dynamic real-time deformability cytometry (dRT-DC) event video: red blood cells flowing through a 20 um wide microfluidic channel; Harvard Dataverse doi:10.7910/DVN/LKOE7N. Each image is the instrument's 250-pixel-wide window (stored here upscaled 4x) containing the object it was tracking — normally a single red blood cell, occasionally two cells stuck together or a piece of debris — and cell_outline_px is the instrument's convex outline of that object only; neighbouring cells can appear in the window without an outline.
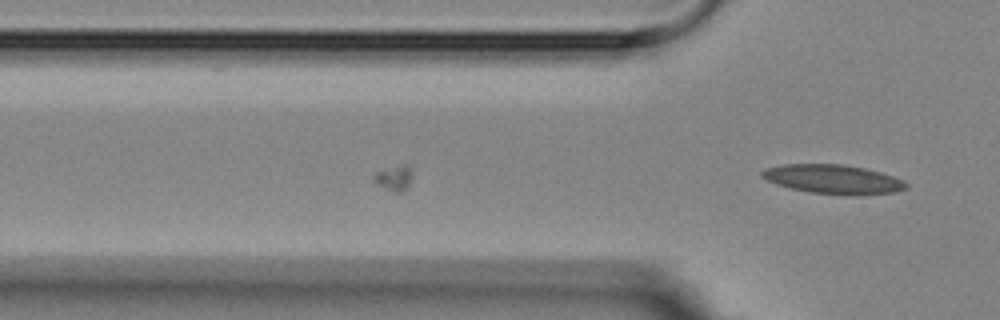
{"species": "Egyptian fruit bat (a non-hibernating species)", "species_latin": "Rousettus aegyptiacus", "temperature_condition": "room temperature", "stored_images_in_passage": 6, "camera_frame_rate_fps": 3000, "um_per_image_px": 0.085, "animal": {"sex": "female"}, "frame": {"image": 1, "passage_image": 6, "time_ms": 5.667, "image_size_px": [1000, 320], "cell_outline_px": [[908, 188], [892, 192], [856, 196], [852, 196], [808, 192], [776, 184], [760, 176], [760, 172], [764, 168], [784, 164], [840, 164], [864, 168], [880, 172], [904, 180], [908, 184]], "centroid_in_image_um": [70.81, 15.24], "position_along_channel_um": 55.0, "area_um2": 24.57}}